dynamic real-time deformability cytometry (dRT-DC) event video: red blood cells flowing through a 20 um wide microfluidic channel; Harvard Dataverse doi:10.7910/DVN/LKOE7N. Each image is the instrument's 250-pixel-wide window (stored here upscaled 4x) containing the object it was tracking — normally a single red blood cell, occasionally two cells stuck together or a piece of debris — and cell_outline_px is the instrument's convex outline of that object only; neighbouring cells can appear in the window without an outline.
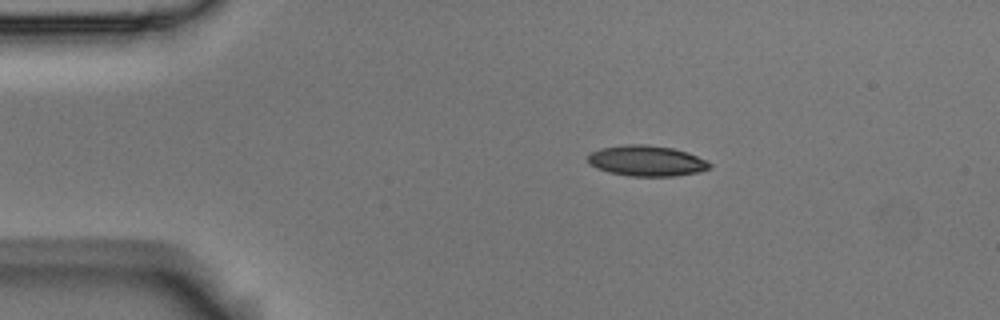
{"species": "Egyptian fruit bat (a non-hibernating species)", "species_latin": "Rousettus aegyptiacus", "temperature_condition": "room temperature", "stored_images_in_passage": 5, "camera_frame_rate_fps": 3000, "um_per_image_px": 0.085, "animal": {"sex": "male"}, "frame": {"image": 1, "passage_image": 2, "time_ms": 0.333, "image_size_px": [1000, 320], "cell_outline_px": [[712, 168], [700, 172], [676, 176], [628, 176], [608, 172], [596, 168], [588, 164], [588, 156], [592, 152], [600, 148], [624, 144], [644, 144], [672, 148], [688, 152], [708, 160], [712, 164]], "centroid_in_image_um": [54.99, 13.67], "position_along_channel_um": 30.0, "area_um2": 22.08}}
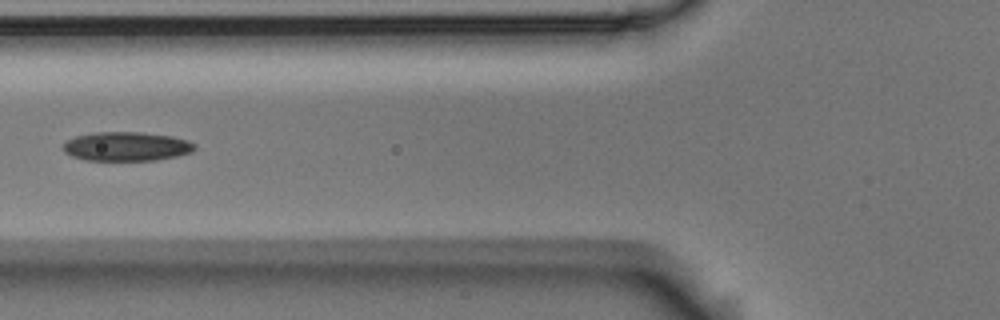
{"frame": {"image": 2, "passage_image": 5, "time_ms": 1.333, "image_size_px": [1000, 320], "cell_outline_px": [[196, 148], [192, 152], [176, 156], [156, 160], [84, 160], [72, 156], [64, 152], [64, 144], [68, 140], [76, 136], [96, 132], [140, 132], [172, 136], [188, 140], [196, 144]], "centroid_in_image_um": [10.78, 12.44], "position_along_channel_um": 115.0, "area_um2": 22.25}}